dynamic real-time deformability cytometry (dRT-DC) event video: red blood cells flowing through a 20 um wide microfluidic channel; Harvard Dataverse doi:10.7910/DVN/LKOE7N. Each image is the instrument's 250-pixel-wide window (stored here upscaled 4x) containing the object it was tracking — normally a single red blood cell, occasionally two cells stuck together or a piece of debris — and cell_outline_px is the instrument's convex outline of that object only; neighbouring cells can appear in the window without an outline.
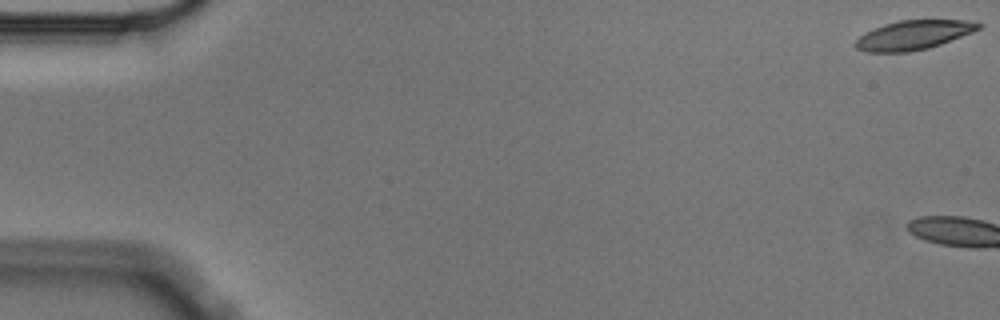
{"species": "Egyptian fruit bat (a non-hibernating species)", "species_latin": "Rousettus aegyptiacus", "temperature_condition": "cold", "stored_images_in_passage": 6, "camera_frame_rate_fps": 3000, "um_per_image_px": 0.085, "animal": {"sex": "male"}, "frame": {"image": 1, "passage_image": 1, "time_ms": 0.0, "image_size_px": [1000, 320], "cell_outline_px": [[984, 24], [980, 28], [972, 32], [940, 44], [928, 48], [908, 52], [868, 52], [856, 48], [852, 44], [864, 32], [884, 24], [900, 20], [968, 20]], "centroid_in_image_um": [77.62, 2.97], "position_along_channel_um": 7.4, "area_um2": 20.92}}
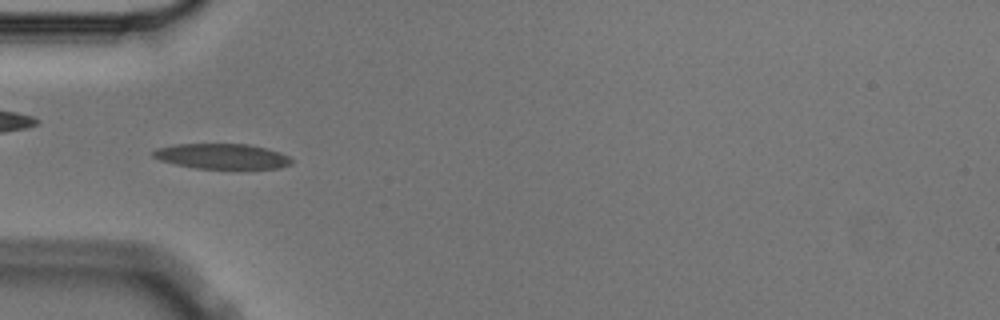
{"frame": {"image": 2, "passage_image": 6, "time_ms": 1.667, "image_size_px": [1000, 320], "cell_outline_px": [[292, 164], [280, 168], [196, 168], [176, 164], [160, 160], [152, 156], [152, 152], [156, 148], [172, 144], [248, 144], [268, 148], [280, 152], [288, 156], [292, 160]], "centroid_in_image_um": [18.87, 13.27], "position_along_channel_um": 66.1, "area_um2": 20.35}}